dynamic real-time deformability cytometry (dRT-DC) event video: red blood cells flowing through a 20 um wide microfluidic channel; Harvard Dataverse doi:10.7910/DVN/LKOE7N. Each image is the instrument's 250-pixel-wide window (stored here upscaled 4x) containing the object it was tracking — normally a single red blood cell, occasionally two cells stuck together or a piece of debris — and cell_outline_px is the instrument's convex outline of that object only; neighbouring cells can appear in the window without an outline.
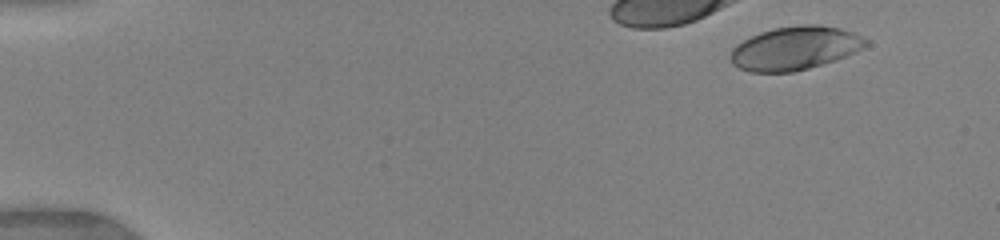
{"species": "human", "species_latin": "Homo sapiens", "temperature_condition": "warm", "stored_images_in_passage": 13, "camera_frame_rate_fps": 3000, "um_per_image_px": 0.085, "donor": {"sex": "female"}, "frame": {"image": 1, "passage_image": 4, "time_ms": 1.333, "image_size_px": [1000, 240], "cell_outline_px": [[868, 44], [864, 48], [836, 60], [808, 68], [792, 72], [748, 72], [732, 64], [728, 56], [732, 48], [736, 44], [760, 32], [772, 28], [800, 24], [820, 24], [840, 28], [852, 32], [868, 40]], "centroid_in_image_um": [67.54, 4.09], "position_along_channel_um": 17.5, "area_um2": 34.51}}